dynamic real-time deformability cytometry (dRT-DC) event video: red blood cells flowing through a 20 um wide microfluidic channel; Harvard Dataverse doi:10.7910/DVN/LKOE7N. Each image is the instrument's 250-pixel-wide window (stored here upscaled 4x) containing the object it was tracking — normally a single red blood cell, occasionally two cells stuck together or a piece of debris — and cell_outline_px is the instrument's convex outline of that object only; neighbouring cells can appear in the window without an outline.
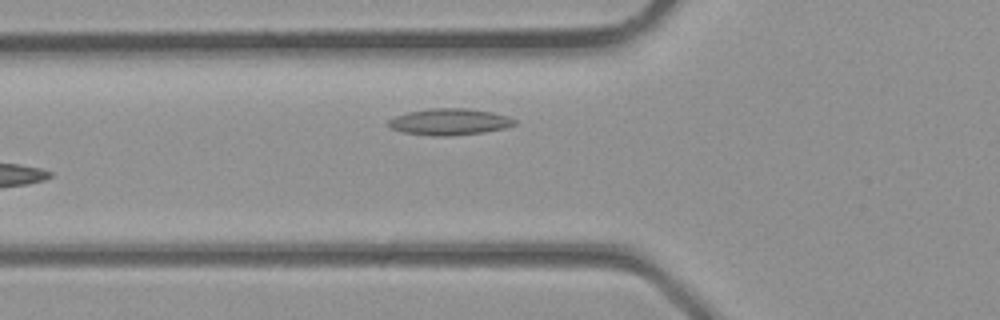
{"species": "common noctule bat (a hibernating species)", "species_latin": "Nyctalus noctula", "temperature_condition": "room temperature", "stored_images_in_passage": 4, "camera_frame_rate_fps": 3000, "um_per_image_px": 0.085, "animal": {"sex": "male", "body_mass_g": 23.1, "forearm_length_mm": 52.7}, "frame": {"image": 1, "passage_image": 4, "time_ms": 1.0, "image_size_px": [1000, 320], "cell_outline_px": [[516, 124], [504, 128], [484, 132], [452, 136], [436, 136], [404, 132], [392, 128], [388, 124], [388, 120], [396, 116], [408, 112], [432, 108], [468, 108], [492, 112], [508, 116], [516, 120]], "centroid_in_image_um": [38.24, 10.35], "position_along_channel_um": 87.6, "area_um2": 19.36}}